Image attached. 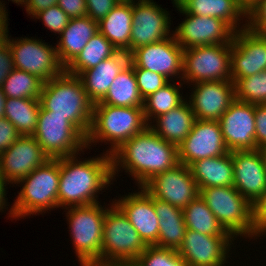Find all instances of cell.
Listing matches in <instances>:
<instances>
[{
  "instance_id": "1",
  "label": "cell",
  "mask_w": 266,
  "mask_h": 266,
  "mask_svg": "<svg viewBox=\"0 0 266 266\" xmlns=\"http://www.w3.org/2000/svg\"><path fill=\"white\" fill-rule=\"evenodd\" d=\"M111 156L112 177L122 167L134 177L139 188L154 175L179 164L177 146L162 139L149 126L125 141Z\"/></svg>"
},
{
  "instance_id": "2",
  "label": "cell",
  "mask_w": 266,
  "mask_h": 266,
  "mask_svg": "<svg viewBox=\"0 0 266 266\" xmlns=\"http://www.w3.org/2000/svg\"><path fill=\"white\" fill-rule=\"evenodd\" d=\"M76 157L60 158L58 208L97 203V193L112 184L111 154L83 161Z\"/></svg>"
},
{
  "instance_id": "3",
  "label": "cell",
  "mask_w": 266,
  "mask_h": 266,
  "mask_svg": "<svg viewBox=\"0 0 266 266\" xmlns=\"http://www.w3.org/2000/svg\"><path fill=\"white\" fill-rule=\"evenodd\" d=\"M39 100L44 110L50 111L51 115L64 116L87 136L94 104L89 100L78 76L64 70L57 77L44 82Z\"/></svg>"
},
{
  "instance_id": "4",
  "label": "cell",
  "mask_w": 266,
  "mask_h": 266,
  "mask_svg": "<svg viewBox=\"0 0 266 266\" xmlns=\"http://www.w3.org/2000/svg\"><path fill=\"white\" fill-rule=\"evenodd\" d=\"M148 126L143 107H118L95 103L90 130L86 136V147L99 140L110 141L112 148L106 152L112 154L125 141L143 132Z\"/></svg>"
},
{
  "instance_id": "5",
  "label": "cell",
  "mask_w": 266,
  "mask_h": 266,
  "mask_svg": "<svg viewBox=\"0 0 266 266\" xmlns=\"http://www.w3.org/2000/svg\"><path fill=\"white\" fill-rule=\"evenodd\" d=\"M59 179L60 158L48 159L27 177L18 181L16 184H25L10 208L9 217L24 218L31 214H42L49 209L58 208Z\"/></svg>"
},
{
  "instance_id": "6",
  "label": "cell",
  "mask_w": 266,
  "mask_h": 266,
  "mask_svg": "<svg viewBox=\"0 0 266 266\" xmlns=\"http://www.w3.org/2000/svg\"><path fill=\"white\" fill-rule=\"evenodd\" d=\"M111 204L104 217L101 266H130L147 245L124 213Z\"/></svg>"
},
{
  "instance_id": "7",
  "label": "cell",
  "mask_w": 266,
  "mask_h": 266,
  "mask_svg": "<svg viewBox=\"0 0 266 266\" xmlns=\"http://www.w3.org/2000/svg\"><path fill=\"white\" fill-rule=\"evenodd\" d=\"M103 208L99 202L66 208L72 244L81 266H101L102 232L108 209Z\"/></svg>"
},
{
  "instance_id": "8",
  "label": "cell",
  "mask_w": 266,
  "mask_h": 266,
  "mask_svg": "<svg viewBox=\"0 0 266 266\" xmlns=\"http://www.w3.org/2000/svg\"><path fill=\"white\" fill-rule=\"evenodd\" d=\"M199 195L233 238H254L252 204L234 186L199 189Z\"/></svg>"
},
{
  "instance_id": "9",
  "label": "cell",
  "mask_w": 266,
  "mask_h": 266,
  "mask_svg": "<svg viewBox=\"0 0 266 266\" xmlns=\"http://www.w3.org/2000/svg\"><path fill=\"white\" fill-rule=\"evenodd\" d=\"M50 159L79 155L86 137L64 116L51 115L40 108L37 128L32 135Z\"/></svg>"
},
{
  "instance_id": "10",
  "label": "cell",
  "mask_w": 266,
  "mask_h": 266,
  "mask_svg": "<svg viewBox=\"0 0 266 266\" xmlns=\"http://www.w3.org/2000/svg\"><path fill=\"white\" fill-rule=\"evenodd\" d=\"M232 43L184 49L182 81H231Z\"/></svg>"
},
{
  "instance_id": "11",
  "label": "cell",
  "mask_w": 266,
  "mask_h": 266,
  "mask_svg": "<svg viewBox=\"0 0 266 266\" xmlns=\"http://www.w3.org/2000/svg\"><path fill=\"white\" fill-rule=\"evenodd\" d=\"M14 68L36 75L47 82L60 75L65 68L60 64L56 47L34 38L7 39Z\"/></svg>"
},
{
  "instance_id": "12",
  "label": "cell",
  "mask_w": 266,
  "mask_h": 266,
  "mask_svg": "<svg viewBox=\"0 0 266 266\" xmlns=\"http://www.w3.org/2000/svg\"><path fill=\"white\" fill-rule=\"evenodd\" d=\"M186 19L172 31L176 42L183 48L229 44L232 42L235 30L224 20L209 16H197L186 13L180 6H176Z\"/></svg>"
},
{
  "instance_id": "13",
  "label": "cell",
  "mask_w": 266,
  "mask_h": 266,
  "mask_svg": "<svg viewBox=\"0 0 266 266\" xmlns=\"http://www.w3.org/2000/svg\"><path fill=\"white\" fill-rule=\"evenodd\" d=\"M142 187L154 198L182 210L199 195L190 168L180 163L171 170L154 175Z\"/></svg>"
},
{
  "instance_id": "14",
  "label": "cell",
  "mask_w": 266,
  "mask_h": 266,
  "mask_svg": "<svg viewBox=\"0 0 266 266\" xmlns=\"http://www.w3.org/2000/svg\"><path fill=\"white\" fill-rule=\"evenodd\" d=\"M135 2H132L130 54L141 46L170 37V14L153 0Z\"/></svg>"
},
{
  "instance_id": "15",
  "label": "cell",
  "mask_w": 266,
  "mask_h": 266,
  "mask_svg": "<svg viewBox=\"0 0 266 266\" xmlns=\"http://www.w3.org/2000/svg\"><path fill=\"white\" fill-rule=\"evenodd\" d=\"M177 148L179 163L188 167L200 159L230 152L224 142L219 122L211 120L196 119L191 132Z\"/></svg>"
},
{
  "instance_id": "16",
  "label": "cell",
  "mask_w": 266,
  "mask_h": 266,
  "mask_svg": "<svg viewBox=\"0 0 266 266\" xmlns=\"http://www.w3.org/2000/svg\"><path fill=\"white\" fill-rule=\"evenodd\" d=\"M242 27L231 42V81L234 84L266 70V37L250 31L247 23Z\"/></svg>"
},
{
  "instance_id": "17",
  "label": "cell",
  "mask_w": 266,
  "mask_h": 266,
  "mask_svg": "<svg viewBox=\"0 0 266 266\" xmlns=\"http://www.w3.org/2000/svg\"><path fill=\"white\" fill-rule=\"evenodd\" d=\"M183 53L184 49L176 42L174 35H171L160 42L135 49L130 54V63L133 68L159 73L168 80L177 75L182 79L180 75L183 72Z\"/></svg>"
},
{
  "instance_id": "18",
  "label": "cell",
  "mask_w": 266,
  "mask_h": 266,
  "mask_svg": "<svg viewBox=\"0 0 266 266\" xmlns=\"http://www.w3.org/2000/svg\"><path fill=\"white\" fill-rule=\"evenodd\" d=\"M48 159L32 135H21L0 154V174L7 183L16 184Z\"/></svg>"
},
{
  "instance_id": "19",
  "label": "cell",
  "mask_w": 266,
  "mask_h": 266,
  "mask_svg": "<svg viewBox=\"0 0 266 266\" xmlns=\"http://www.w3.org/2000/svg\"><path fill=\"white\" fill-rule=\"evenodd\" d=\"M218 122L230 152L256 149L254 104L235 99Z\"/></svg>"
},
{
  "instance_id": "20",
  "label": "cell",
  "mask_w": 266,
  "mask_h": 266,
  "mask_svg": "<svg viewBox=\"0 0 266 266\" xmlns=\"http://www.w3.org/2000/svg\"><path fill=\"white\" fill-rule=\"evenodd\" d=\"M234 239L232 236H211L187 229L177 251L188 266H225Z\"/></svg>"
},
{
  "instance_id": "21",
  "label": "cell",
  "mask_w": 266,
  "mask_h": 266,
  "mask_svg": "<svg viewBox=\"0 0 266 266\" xmlns=\"http://www.w3.org/2000/svg\"><path fill=\"white\" fill-rule=\"evenodd\" d=\"M189 103L197 120L218 121L235 100L232 81L194 83Z\"/></svg>"
},
{
  "instance_id": "22",
  "label": "cell",
  "mask_w": 266,
  "mask_h": 266,
  "mask_svg": "<svg viewBox=\"0 0 266 266\" xmlns=\"http://www.w3.org/2000/svg\"><path fill=\"white\" fill-rule=\"evenodd\" d=\"M140 192L129 193L113 203L124 213L147 246L158 241L159 219L154 208V197L143 187ZM117 201V202H116Z\"/></svg>"
},
{
  "instance_id": "23",
  "label": "cell",
  "mask_w": 266,
  "mask_h": 266,
  "mask_svg": "<svg viewBox=\"0 0 266 266\" xmlns=\"http://www.w3.org/2000/svg\"><path fill=\"white\" fill-rule=\"evenodd\" d=\"M236 190L252 205L266 191V171L258 149L232 151Z\"/></svg>"
},
{
  "instance_id": "24",
  "label": "cell",
  "mask_w": 266,
  "mask_h": 266,
  "mask_svg": "<svg viewBox=\"0 0 266 266\" xmlns=\"http://www.w3.org/2000/svg\"><path fill=\"white\" fill-rule=\"evenodd\" d=\"M129 63L130 54L126 51H118L112 57L78 75L93 104L105 97L114 79Z\"/></svg>"
},
{
  "instance_id": "25",
  "label": "cell",
  "mask_w": 266,
  "mask_h": 266,
  "mask_svg": "<svg viewBox=\"0 0 266 266\" xmlns=\"http://www.w3.org/2000/svg\"><path fill=\"white\" fill-rule=\"evenodd\" d=\"M98 32V22L89 16L70 18L60 34L56 52L60 64L66 68L83 50L88 41Z\"/></svg>"
},
{
  "instance_id": "26",
  "label": "cell",
  "mask_w": 266,
  "mask_h": 266,
  "mask_svg": "<svg viewBox=\"0 0 266 266\" xmlns=\"http://www.w3.org/2000/svg\"><path fill=\"white\" fill-rule=\"evenodd\" d=\"M189 168L198 189L233 186L232 152L218 157L200 159L192 163Z\"/></svg>"
},
{
  "instance_id": "27",
  "label": "cell",
  "mask_w": 266,
  "mask_h": 266,
  "mask_svg": "<svg viewBox=\"0 0 266 266\" xmlns=\"http://www.w3.org/2000/svg\"><path fill=\"white\" fill-rule=\"evenodd\" d=\"M154 121L157 124H150L149 127L162 139L178 147L191 132L196 117L189 101H184L178 107L159 115Z\"/></svg>"
},
{
  "instance_id": "28",
  "label": "cell",
  "mask_w": 266,
  "mask_h": 266,
  "mask_svg": "<svg viewBox=\"0 0 266 266\" xmlns=\"http://www.w3.org/2000/svg\"><path fill=\"white\" fill-rule=\"evenodd\" d=\"M154 208L159 219L158 241L154 246L178 250L187 230L183 210L156 198Z\"/></svg>"
},
{
  "instance_id": "29",
  "label": "cell",
  "mask_w": 266,
  "mask_h": 266,
  "mask_svg": "<svg viewBox=\"0 0 266 266\" xmlns=\"http://www.w3.org/2000/svg\"><path fill=\"white\" fill-rule=\"evenodd\" d=\"M132 2H120L98 22V31L117 49L130 54Z\"/></svg>"
},
{
  "instance_id": "30",
  "label": "cell",
  "mask_w": 266,
  "mask_h": 266,
  "mask_svg": "<svg viewBox=\"0 0 266 266\" xmlns=\"http://www.w3.org/2000/svg\"><path fill=\"white\" fill-rule=\"evenodd\" d=\"M179 6L190 15L220 18L235 31L241 30L237 27L241 24L240 18H247V13L236 0H185Z\"/></svg>"
},
{
  "instance_id": "31",
  "label": "cell",
  "mask_w": 266,
  "mask_h": 266,
  "mask_svg": "<svg viewBox=\"0 0 266 266\" xmlns=\"http://www.w3.org/2000/svg\"><path fill=\"white\" fill-rule=\"evenodd\" d=\"M98 103L118 107H143L133 65L129 63L112 82L105 97Z\"/></svg>"
},
{
  "instance_id": "32",
  "label": "cell",
  "mask_w": 266,
  "mask_h": 266,
  "mask_svg": "<svg viewBox=\"0 0 266 266\" xmlns=\"http://www.w3.org/2000/svg\"><path fill=\"white\" fill-rule=\"evenodd\" d=\"M40 108L39 99L6 98L4 117L14 125L20 135H33Z\"/></svg>"
},
{
  "instance_id": "33",
  "label": "cell",
  "mask_w": 266,
  "mask_h": 266,
  "mask_svg": "<svg viewBox=\"0 0 266 266\" xmlns=\"http://www.w3.org/2000/svg\"><path fill=\"white\" fill-rule=\"evenodd\" d=\"M183 215L188 230L211 236H231L200 195L183 209Z\"/></svg>"
},
{
  "instance_id": "34",
  "label": "cell",
  "mask_w": 266,
  "mask_h": 266,
  "mask_svg": "<svg viewBox=\"0 0 266 266\" xmlns=\"http://www.w3.org/2000/svg\"><path fill=\"white\" fill-rule=\"evenodd\" d=\"M117 52V49L98 31L79 55L65 68V71L78 76L82 71L97 66Z\"/></svg>"
},
{
  "instance_id": "35",
  "label": "cell",
  "mask_w": 266,
  "mask_h": 266,
  "mask_svg": "<svg viewBox=\"0 0 266 266\" xmlns=\"http://www.w3.org/2000/svg\"><path fill=\"white\" fill-rule=\"evenodd\" d=\"M181 85L182 83L177 87L176 83L171 84L169 81L162 88H159L155 93L144 99L143 111L148 125H150L149 121H152L151 119L169 112L185 101L180 94L179 88H181Z\"/></svg>"
},
{
  "instance_id": "36",
  "label": "cell",
  "mask_w": 266,
  "mask_h": 266,
  "mask_svg": "<svg viewBox=\"0 0 266 266\" xmlns=\"http://www.w3.org/2000/svg\"><path fill=\"white\" fill-rule=\"evenodd\" d=\"M43 83L36 75L14 68L1 88L6 98L39 99Z\"/></svg>"
},
{
  "instance_id": "37",
  "label": "cell",
  "mask_w": 266,
  "mask_h": 266,
  "mask_svg": "<svg viewBox=\"0 0 266 266\" xmlns=\"http://www.w3.org/2000/svg\"><path fill=\"white\" fill-rule=\"evenodd\" d=\"M235 99L254 105L266 104V70L235 83Z\"/></svg>"
},
{
  "instance_id": "38",
  "label": "cell",
  "mask_w": 266,
  "mask_h": 266,
  "mask_svg": "<svg viewBox=\"0 0 266 266\" xmlns=\"http://www.w3.org/2000/svg\"><path fill=\"white\" fill-rule=\"evenodd\" d=\"M130 266H188L176 249L147 246Z\"/></svg>"
},
{
  "instance_id": "39",
  "label": "cell",
  "mask_w": 266,
  "mask_h": 266,
  "mask_svg": "<svg viewBox=\"0 0 266 266\" xmlns=\"http://www.w3.org/2000/svg\"><path fill=\"white\" fill-rule=\"evenodd\" d=\"M133 70L143 100L169 82L166 77L159 73L142 68H133Z\"/></svg>"
},
{
  "instance_id": "40",
  "label": "cell",
  "mask_w": 266,
  "mask_h": 266,
  "mask_svg": "<svg viewBox=\"0 0 266 266\" xmlns=\"http://www.w3.org/2000/svg\"><path fill=\"white\" fill-rule=\"evenodd\" d=\"M34 17L41 18L47 29L58 34L62 33L70 20L68 15L58 5L51 6L37 13Z\"/></svg>"
},
{
  "instance_id": "41",
  "label": "cell",
  "mask_w": 266,
  "mask_h": 266,
  "mask_svg": "<svg viewBox=\"0 0 266 266\" xmlns=\"http://www.w3.org/2000/svg\"><path fill=\"white\" fill-rule=\"evenodd\" d=\"M247 28L263 37H266V0L259 2L247 14Z\"/></svg>"
},
{
  "instance_id": "42",
  "label": "cell",
  "mask_w": 266,
  "mask_h": 266,
  "mask_svg": "<svg viewBox=\"0 0 266 266\" xmlns=\"http://www.w3.org/2000/svg\"><path fill=\"white\" fill-rule=\"evenodd\" d=\"M118 4V0H86L87 16L99 22Z\"/></svg>"
},
{
  "instance_id": "43",
  "label": "cell",
  "mask_w": 266,
  "mask_h": 266,
  "mask_svg": "<svg viewBox=\"0 0 266 266\" xmlns=\"http://www.w3.org/2000/svg\"><path fill=\"white\" fill-rule=\"evenodd\" d=\"M252 207H253L254 237L256 238L266 233V191L252 205Z\"/></svg>"
},
{
  "instance_id": "44",
  "label": "cell",
  "mask_w": 266,
  "mask_h": 266,
  "mask_svg": "<svg viewBox=\"0 0 266 266\" xmlns=\"http://www.w3.org/2000/svg\"><path fill=\"white\" fill-rule=\"evenodd\" d=\"M256 149L266 146V104L255 105Z\"/></svg>"
},
{
  "instance_id": "45",
  "label": "cell",
  "mask_w": 266,
  "mask_h": 266,
  "mask_svg": "<svg viewBox=\"0 0 266 266\" xmlns=\"http://www.w3.org/2000/svg\"><path fill=\"white\" fill-rule=\"evenodd\" d=\"M21 135L6 118H0V154L5 152Z\"/></svg>"
},
{
  "instance_id": "46",
  "label": "cell",
  "mask_w": 266,
  "mask_h": 266,
  "mask_svg": "<svg viewBox=\"0 0 266 266\" xmlns=\"http://www.w3.org/2000/svg\"><path fill=\"white\" fill-rule=\"evenodd\" d=\"M57 5L69 18L87 16L86 0H58Z\"/></svg>"
},
{
  "instance_id": "47",
  "label": "cell",
  "mask_w": 266,
  "mask_h": 266,
  "mask_svg": "<svg viewBox=\"0 0 266 266\" xmlns=\"http://www.w3.org/2000/svg\"><path fill=\"white\" fill-rule=\"evenodd\" d=\"M13 58L10 47L6 43L3 47L0 48V87L6 77L13 71Z\"/></svg>"
},
{
  "instance_id": "48",
  "label": "cell",
  "mask_w": 266,
  "mask_h": 266,
  "mask_svg": "<svg viewBox=\"0 0 266 266\" xmlns=\"http://www.w3.org/2000/svg\"><path fill=\"white\" fill-rule=\"evenodd\" d=\"M58 0H26L24 7L28 15L33 17L47 8L57 5Z\"/></svg>"
},
{
  "instance_id": "49",
  "label": "cell",
  "mask_w": 266,
  "mask_h": 266,
  "mask_svg": "<svg viewBox=\"0 0 266 266\" xmlns=\"http://www.w3.org/2000/svg\"><path fill=\"white\" fill-rule=\"evenodd\" d=\"M0 1V48L7 43L8 39V12H6L5 3Z\"/></svg>"
},
{
  "instance_id": "50",
  "label": "cell",
  "mask_w": 266,
  "mask_h": 266,
  "mask_svg": "<svg viewBox=\"0 0 266 266\" xmlns=\"http://www.w3.org/2000/svg\"><path fill=\"white\" fill-rule=\"evenodd\" d=\"M7 182L5 181V179L2 177V175L0 174V212L2 209H4L6 205V187ZM6 184V185H5Z\"/></svg>"
},
{
  "instance_id": "51",
  "label": "cell",
  "mask_w": 266,
  "mask_h": 266,
  "mask_svg": "<svg viewBox=\"0 0 266 266\" xmlns=\"http://www.w3.org/2000/svg\"><path fill=\"white\" fill-rule=\"evenodd\" d=\"M237 3L248 14L252 8L259 2V0H236Z\"/></svg>"
},
{
  "instance_id": "52",
  "label": "cell",
  "mask_w": 266,
  "mask_h": 266,
  "mask_svg": "<svg viewBox=\"0 0 266 266\" xmlns=\"http://www.w3.org/2000/svg\"><path fill=\"white\" fill-rule=\"evenodd\" d=\"M6 96L0 87V118L4 117Z\"/></svg>"
},
{
  "instance_id": "53",
  "label": "cell",
  "mask_w": 266,
  "mask_h": 266,
  "mask_svg": "<svg viewBox=\"0 0 266 266\" xmlns=\"http://www.w3.org/2000/svg\"><path fill=\"white\" fill-rule=\"evenodd\" d=\"M259 150V153L262 157V160H263V163H264V168H265V171H266V146L265 147H262Z\"/></svg>"
},
{
  "instance_id": "54",
  "label": "cell",
  "mask_w": 266,
  "mask_h": 266,
  "mask_svg": "<svg viewBox=\"0 0 266 266\" xmlns=\"http://www.w3.org/2000/svg\"><path fill=\"white\" fill-rule=\"evenodd\" d=\"M11 1H13V2H15V3H17L18 5H25V2H26V0H11Z\"/></svg>"
},
{
  "instance_id": "55",
  "label": "cell",
  "mask_w": 266,
  "mask_h": 266,
  "mask_svg": "<svg viewBox=\"0 0 266 266\" xmlns=\"http://www.w3.org/2000/svg\"><path fill=\"white\" fill-rule=\"evenodd\" d=\"M172 1H173L174 5L176 7V6H179L185 0H172Z\"/></svg>"
},
{
  "instance_id": "56",
  "label": "cell",
  "mask_w": 266,
  "mask_h": 266,
  "mask_svg": "<svg viewBox=\"0 0 266 266\" xmlns=\"http://www.w3.org/2000/svg\"><path fill=\"white\" fill-rule=\"evenodd\" d=\"M120 2H134V0H118Z\"/></svg>"
}]
</instances>
